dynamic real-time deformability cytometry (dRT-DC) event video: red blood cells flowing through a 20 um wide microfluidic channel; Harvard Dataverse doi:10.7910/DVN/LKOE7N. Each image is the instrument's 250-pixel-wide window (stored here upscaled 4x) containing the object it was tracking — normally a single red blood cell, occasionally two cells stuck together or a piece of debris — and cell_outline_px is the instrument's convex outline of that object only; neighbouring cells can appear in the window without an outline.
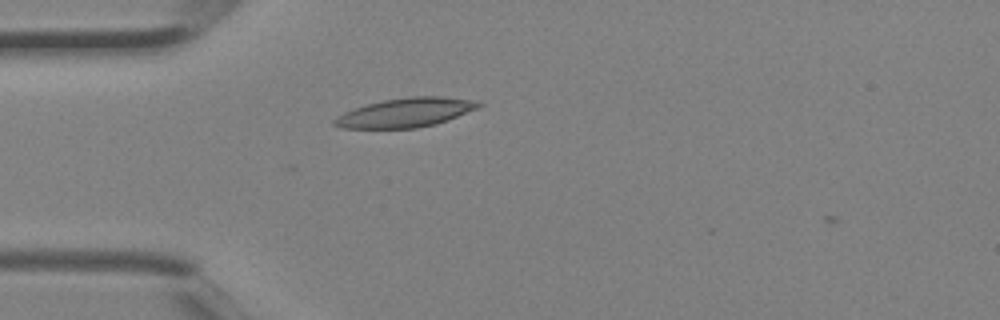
{"species": "Egyptian fruit bat (a non-hibernating species)", "species_latin": "Rousettus aegyptiacus", "temperature_condition": "room temperature", "stored_images_in_passage": 1, "camera_frame_rate_fps": 3000, "um_per_image_px": 0.085, "animal": {"sex": "female"}, "frame": {"image": 1, "passage_image": 1, "time_ms": 0.0, "image_size_px": [1000, 320], "cell_outline_px": [[484, 104], [476, 108], [448, 120], [436, 124], [416, 128], [344, 128], [332, 124], [332, 120], [336, 116], [344, 112], [368, 104], [384, 100], [408, 96], [440, 96], [472, 100]], "centroid_in_image_um": [34.45, 9.57], "position_along_channel_um": 50.6, "area_um2": 24.28}}